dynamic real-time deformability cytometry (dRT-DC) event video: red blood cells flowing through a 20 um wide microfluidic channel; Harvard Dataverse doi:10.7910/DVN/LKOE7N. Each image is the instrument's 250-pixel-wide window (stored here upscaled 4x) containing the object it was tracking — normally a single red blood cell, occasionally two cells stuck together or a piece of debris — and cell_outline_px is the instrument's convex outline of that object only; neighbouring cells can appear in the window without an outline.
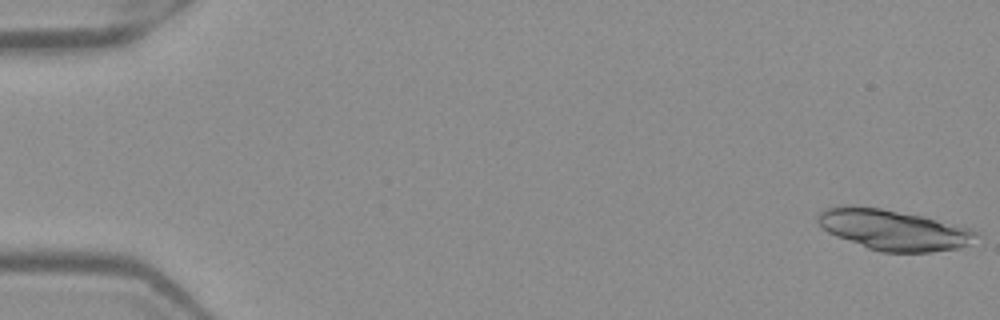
{"species": "Egyptian fruit bat (a non-hibernating species)", "species_latin": "Rousettus aegyptiacus", "temperature_condition": "warm", "stored_images_in_passage": 51, "camera_frame_rate_fps": 3000, "um_per_image_px": 0.085, "frame": {"image": 1, "passage_image": 1, "time_ms": 0.0, "image_size_px": [1000, 320], "cell_outline_px": [[980, 236], [968, 244], [960, 248], [932, 252], [880, 252], [868, 248], [836, 236], [828, 232], [816, 220], [816, 216], [820, 212], [828, 208], [848, 204], [852, 204], [880, 208], [924, 216], [960, 224], [972, 228], [980, 232]], "centroid_in_image_um": [76.01, 19.52], "position_along_channel_um": 9.0, "area_um2": 37.86}}